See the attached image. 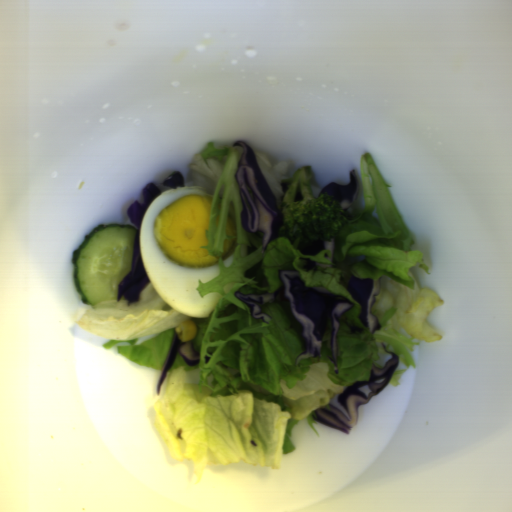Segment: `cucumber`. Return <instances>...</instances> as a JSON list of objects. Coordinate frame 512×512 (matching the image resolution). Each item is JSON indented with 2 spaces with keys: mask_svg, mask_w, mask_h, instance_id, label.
Returning <instances> with one entry per match:
<instances>
[{
  "mask_svg": "<svg viewBox=\"0 0 512 512\" xmlns=\"http://www.w3.org/2000/svg\"><path fill=\"white\" fill-rule=\"evenodd\" d=\"M135 225H97L72 251L74 287L82 304L117 300L119 285L132 272Z\"/></svg>",
  "mask_w": 512,
  "mask_h": 512,
  "instance_id": "cucumber-1",
  "label": "cucumber"
}]
</instances>
